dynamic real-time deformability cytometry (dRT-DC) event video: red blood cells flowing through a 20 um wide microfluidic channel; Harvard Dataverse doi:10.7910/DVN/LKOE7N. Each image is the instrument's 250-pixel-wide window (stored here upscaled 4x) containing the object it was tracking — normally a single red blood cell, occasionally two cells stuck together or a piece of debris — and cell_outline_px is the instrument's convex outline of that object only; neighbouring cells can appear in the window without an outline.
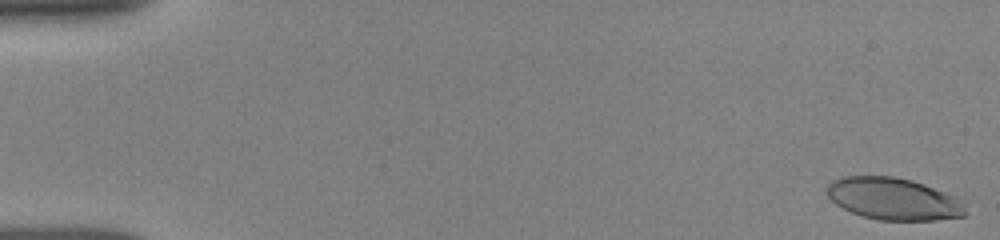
{"species": "human", "species_latin": "Homo sapiens", "temperature_condition": "room temperature", "stored_images_in_passage": 13, "camera_frame_rate_fps": 3000, "um_per_image_px": 0.085, "donor": {"sex": "female"}, "frame": {"image": 1, "passage_image": 1, "time_ms": 0.0, "image_size_px": [1000, 240], "cell_outline_px": [[968, 212], [964, 216], [936, 220], [880, 220], [860, 216], [836, 204], [828, 196], [824, 188], [832, 180], [844, 176], [892, 176], [912, 180], [924, 184], [956, 196], [964, 200]], "centroid_in_image_um": [75.98, 16.9], "position_along_channel_um": 9.0, "area_um2": 34.39}}